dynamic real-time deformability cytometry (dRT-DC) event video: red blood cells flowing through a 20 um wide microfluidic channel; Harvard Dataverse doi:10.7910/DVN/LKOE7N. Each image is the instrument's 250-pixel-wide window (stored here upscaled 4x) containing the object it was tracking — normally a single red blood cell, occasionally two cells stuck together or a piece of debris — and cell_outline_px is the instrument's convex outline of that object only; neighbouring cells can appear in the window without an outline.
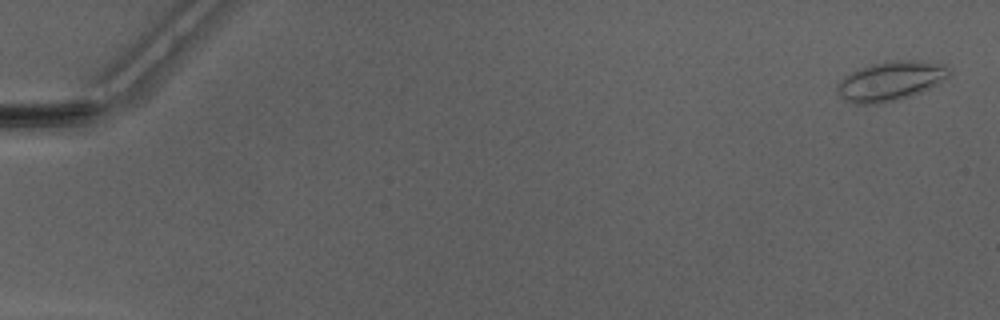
{"species": "Egyptian fruit bat (a non-hibernating species)", "species_latin": "Rousettus aegyptiacus", "temperature_condition": "warm", "stored_images_in_passage": 33, "camera_frame_rate_fps": 3000, "um_per_image_px": 0.085, "animal": {"sex": "male"}, "frame": {"image": 1, "passage_image": 2, "time_ms": 0.333, "image_size_px": [1000, 320], "cell_outline_px": [[952, 72], [948, 76], [936, 84], [912, 96], [876, 104], [852, 104], [844, 100], [840, 96], [836, 88], [836, 84], [844, 76], [860, 68], [872, 64], [888, 60], [916, 60], [944, 64]], "centroid_in_image_um": [75.66, 6.88], "position_along_channel_um": 9.3, "area_um2": 25.66}}
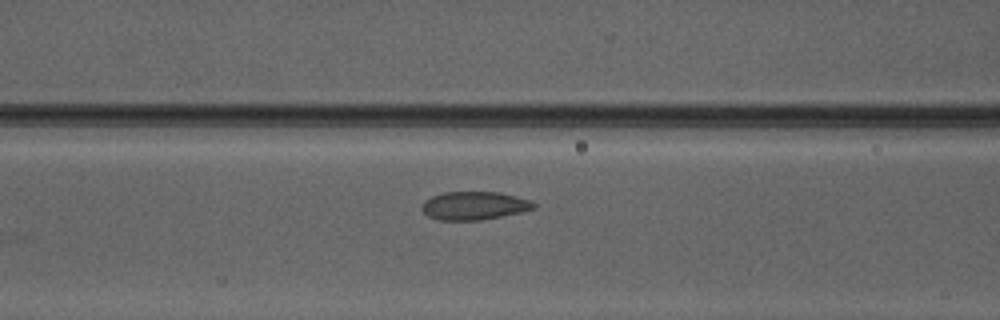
{"frame": {"image": 2, "passage_image": 23, "time_ms": 7.333, "image_size_px": [1000, 320], "cell_outline_px": [[536, 208], [520, 212], [480, 220], [436, 220], [428, 216], [420, 208], [424, 200], [432, 196], [444, 192], [500, 192], [516, 196], [528, 200], [536, 204]], "centroid_in_image_um": [40.27, 17.48], "position_along_channel_um": 126.3, "area_um2": 18.38}}
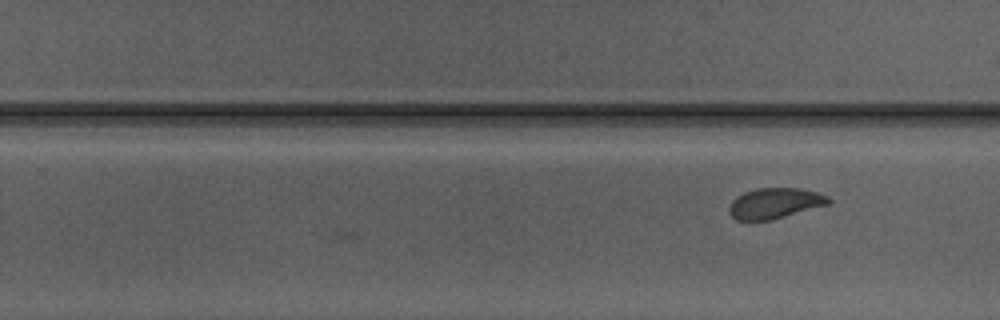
{"frame": {"image": 3, "passage_image": 33, "time_ms": 10.667, "image_size_px": [1000, 320], "cell_outline_px": [[832, 204], [772, 220], [736, 220], [728, 212], [728, 208], [732, 200], [736, 196], [744, 192], [756, 188], [800, 188], [816, 192], [828, 196], [832, 200]], "centroid_in_image_um": [65.89, 17.28], "position_along_channel_um": 263.9, "area_um2": 18.03}}